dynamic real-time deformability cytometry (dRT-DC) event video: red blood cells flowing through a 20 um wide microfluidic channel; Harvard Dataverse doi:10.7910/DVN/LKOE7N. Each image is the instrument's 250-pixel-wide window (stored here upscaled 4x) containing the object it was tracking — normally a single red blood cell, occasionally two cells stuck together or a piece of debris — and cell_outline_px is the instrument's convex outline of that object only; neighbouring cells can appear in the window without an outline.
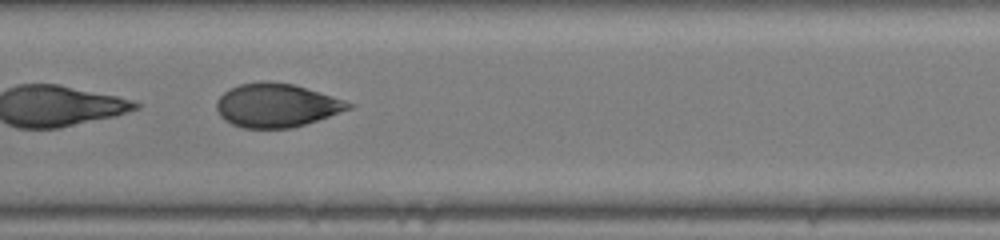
{"species": "human", "species_latin": "Homo sapiens", "temperature_condition": "room temperature", "stored_images_in_passage": 36, "segment_of_instrument_passage": [2, 2], "camera_frame_rate_fps": 3000, "um_per_image_px": 0.085, "donor": {"sex": "male"}, "frame": {"image": 1, "passage_image": 27, "time_ms": 8.667, "image_size_px": [1000, 240], "cell_outline_px": [[356, 104], [352, 108], [292, 128], [244, 128], [232, 124], [224, 120], [220, 116], [216, 108], [216, 100], [228, 88], [240, 84], [292, 84], [332, 96]], "centroid_in_image_um": [23.48, 8.99], "position_along_channel_um": 183.9, "area_um2": 32.71}}